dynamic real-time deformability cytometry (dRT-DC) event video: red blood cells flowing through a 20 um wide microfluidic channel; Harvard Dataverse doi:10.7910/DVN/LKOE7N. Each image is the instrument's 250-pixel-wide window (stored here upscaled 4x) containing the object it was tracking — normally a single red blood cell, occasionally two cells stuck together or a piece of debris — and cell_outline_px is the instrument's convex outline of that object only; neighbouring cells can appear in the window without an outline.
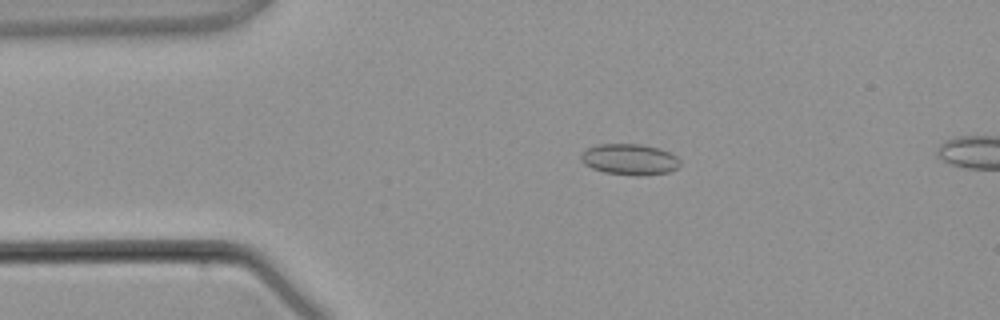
{"species": "common noctule bat (a hibernating species)", "species_latin": "Nyctalus noctula", "temperature_condition": "warm", "stored_images_in_passage": 3, "camera_frame_rate_fps": 3000, "um_per_image_px": 0.085, "animal": {"sex": "male", "body_mass_g": 21.5, "forearm_length_mm": 52.0}, "frame": {"image": 1, "passage_image": 2, "time_ms": 2.0, "image_size_px": [1000, 320], "cell_outline_px": [[680, 164], [676, 168], [668, 172], [640, 176], [636, 176], [604, 172], [592, 168], [584, 164], [580, 160], [580, 156], [588, 148], [600, 144], [640, 144], [656, 148], [668, 152], [676, 156], [680, 160]], "centroid_in_image_um": [53.5, 13.56], "position_along_channel_um": 31.5, "area_um2": 17.74}}